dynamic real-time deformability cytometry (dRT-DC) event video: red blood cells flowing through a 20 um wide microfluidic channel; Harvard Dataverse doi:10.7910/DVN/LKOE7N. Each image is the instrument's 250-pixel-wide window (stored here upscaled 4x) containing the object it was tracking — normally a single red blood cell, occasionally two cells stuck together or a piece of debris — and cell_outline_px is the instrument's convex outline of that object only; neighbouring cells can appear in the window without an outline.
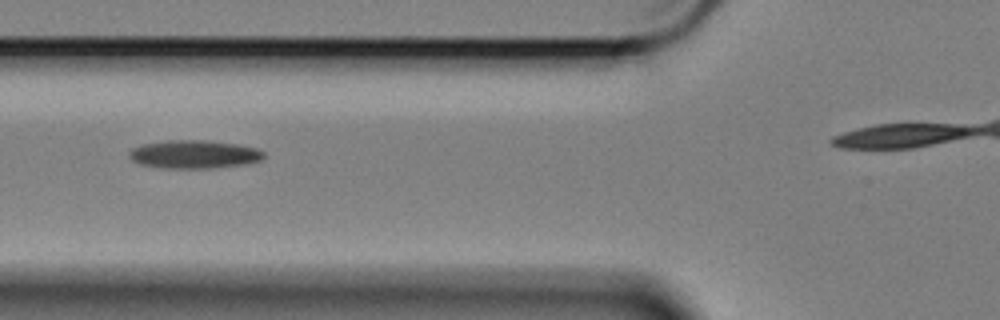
{"species": "Egyptian fruit bat (a non-hibernating species)", "species_latin": "Rousettus aegyptiacus", "temperature_condition": "cold", "stored_images_in_passage": 17, "camera_frame_rate_fps": 3000, "um_per_image_px": 0.085, "animal": {"sex": "female"}, "frame": {"image": 1, "passage_image": 6, "time_ms": 1.667, "image_size_px": [1000, 320], "cell_outline_px": [[264, 156], [260, 160], [244, 164], [216, 168], [160, 168], [140, 164], [132, 160], [128, 156], [128, 152], [132, 148], [144, 144], [168, 140], [208, 140], [240, 144], [256, 148], [264, 152]], "centroid_in_image_um": [16.49, 13.11], "position_along_channel_um": 109.3, "area_um2": 22.31}}